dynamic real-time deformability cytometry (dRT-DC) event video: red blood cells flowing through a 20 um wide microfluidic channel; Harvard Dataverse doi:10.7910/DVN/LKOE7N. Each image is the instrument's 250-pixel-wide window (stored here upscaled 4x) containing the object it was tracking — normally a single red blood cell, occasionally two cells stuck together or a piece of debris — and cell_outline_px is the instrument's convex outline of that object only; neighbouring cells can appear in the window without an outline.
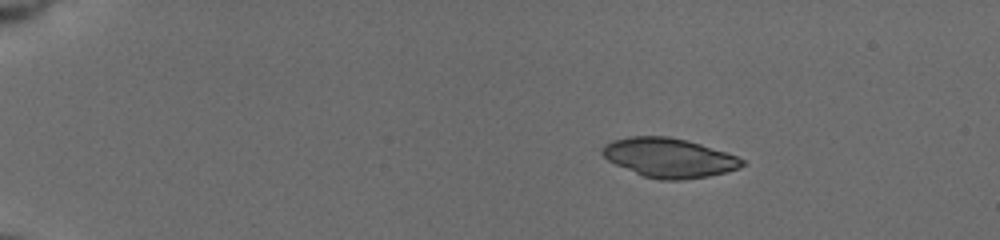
{"species": "common noctule bat (a hibernating species)", "species_latin": "Nyctalus noctula", "temperature_condition": "cold", "stored_images_in_passage": 47, "camera_frame_rate_fps": 3000, "um_per_image_px": 0.085, "animal": {"sex": "female", "body_mass_g": 19.5, "forearm_length_mm": 54.1}, "frame": {"image": 1, "passage_image": 1, "time_ms": 0.0, "image_size_px": [1000, 240], "cell_outline_px": [[748, 164], [740, 168], [708, 176], [680, 180], [660, 180], [644, 176], [616, 164], [608, 160], [600, 152], [604, 144], [612, 140], [628, 136], [668, 136], [688, 140], [736, 156], [744, 160]], "centroid_in_image_um": [56.86, 13.4], "position_along_channel_um": 28.1, "area_um2": 31.91}}